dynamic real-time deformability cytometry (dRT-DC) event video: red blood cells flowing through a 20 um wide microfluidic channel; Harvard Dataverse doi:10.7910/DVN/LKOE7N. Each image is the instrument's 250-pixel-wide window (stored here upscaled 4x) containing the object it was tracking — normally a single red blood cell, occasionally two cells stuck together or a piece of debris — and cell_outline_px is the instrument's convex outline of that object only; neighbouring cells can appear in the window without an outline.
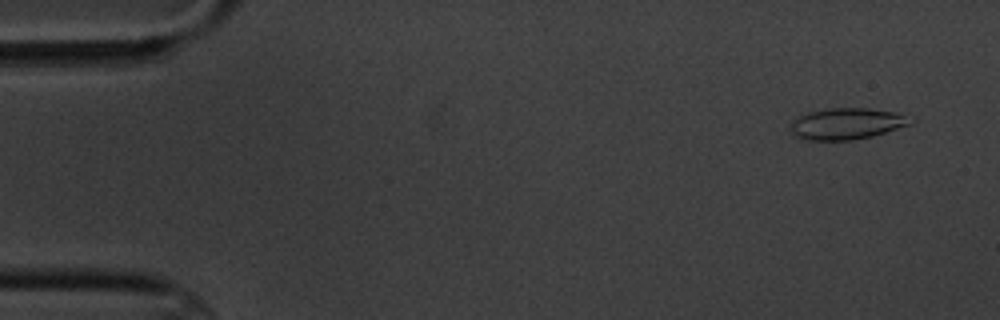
{"species": "common noctule bat (a hibernating species)", "species_latin": "Nyctalus noctula", "temperature_condition": "cold", "stored_images_in_passage": 12, "camera_frame_rate_fps": 3000, "um_per_image_px": 0.085, "animal": {"sex": "male", "body_mass_g": 20.1, "forearm_length_mm": 53.5}, "frame": {"image": 1, "passage_image": 1, "time_ms": 0.0, "image_size_px": [1000, 320], "cell_outline_px": [[916, 120], [912, 124], [872, 136], [852, 140], [804, 140], [796, 136], [792, 132], [792, 120], [808, 112], [828, 108], [868, 108], [892, 112]], "centroid_in_image_um": [71.97, 10.52], "position_along_channel_um": 13.0, "area_um2": 21.73}}
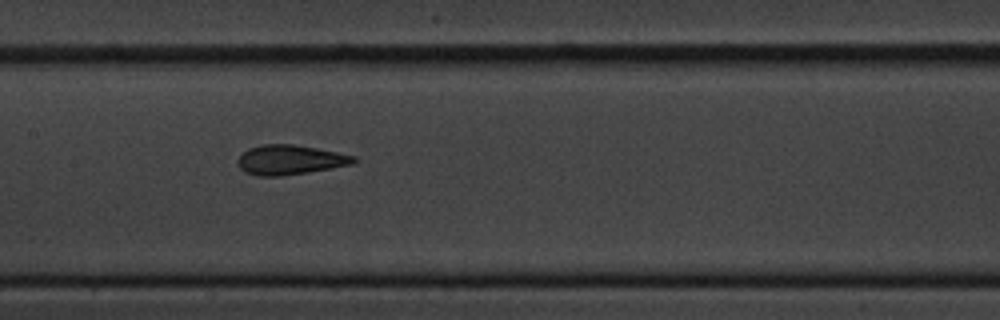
{"frame": {"image": 2, "passage_image": 8, "time_ms": 8.0, "image_size_px": [1000, 320], "cell_outline_px": [[360, 160], [352, 164], [308, 172], [284, 176], [260, 176], [244, 172], [236, 164], [236, 160], [248, 148], [260, 144], [292, 144], [316, 148], [356, 156]], "centroid_in_image_um": [24.63, 13.59], "position_along_channel_um": 182.8, "area_um2": 20.17}}
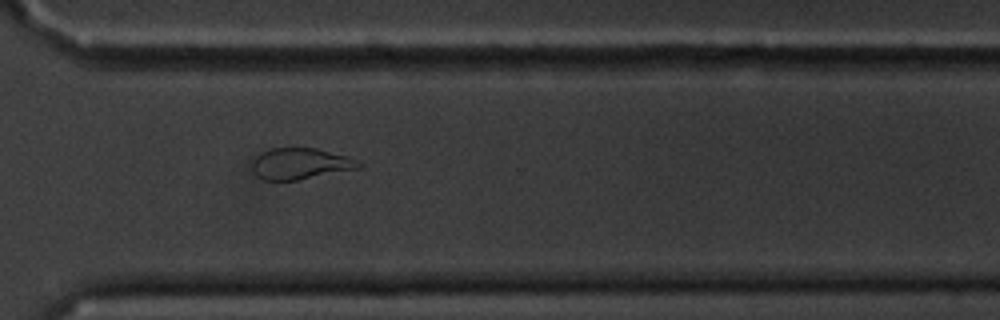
{"frame": {"image": 3, "passage_image": 12, "time_ms": 12.667, "image_size_px": [1000, 320], "cell_outline_px": [[364, 164], [360, 168], [296, 180], [264, 180], [256, 176], [252, 168], [252, 160], [260, 152], [272, 148], [316, 148], [348, 156]], "centroid_in_image_um": [25.52, 13.91], "position_along_channel_um": 345.1, "area_um2": 19.42}}